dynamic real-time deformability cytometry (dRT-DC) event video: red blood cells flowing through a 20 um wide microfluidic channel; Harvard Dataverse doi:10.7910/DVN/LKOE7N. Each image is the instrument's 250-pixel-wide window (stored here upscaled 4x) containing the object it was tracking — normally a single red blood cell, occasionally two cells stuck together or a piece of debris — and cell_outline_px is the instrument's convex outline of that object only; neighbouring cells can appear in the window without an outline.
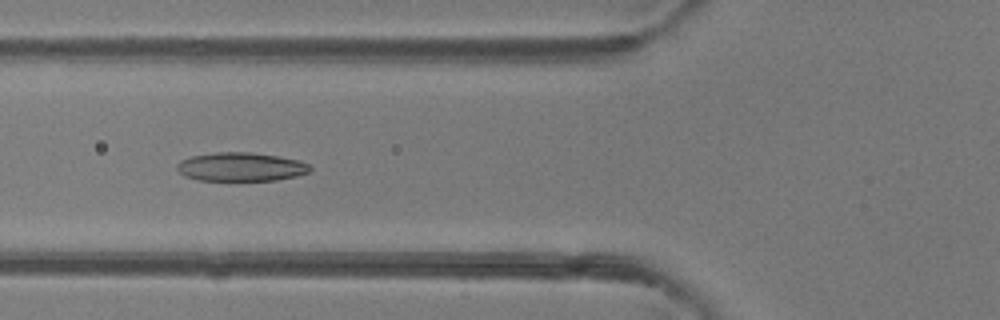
{"species": "common noctule bat (a hibernating species)", "species_latin": "Nyctalus noctula", "temperature_condition": "room temperature", "stored_images_in_passage": 50, "camera_frame_rate_fps": 3000, "um_per_image_px": 0.085, "animal": {"sex": "female"}, "frame": {"image": 1, "passage_image": 19, "time_ms": 6.0, "image_size_px": [1000, 320], "cell_outline_px": [[312, 168], [308, 172], [296, 176], [276, 180], [200, 180], [184, 176], [176, 168], [176, 164], [180, 160], [192, 156], [216, 152], [248, 152], [276, 156], [300, 160], [308, 164]], "centroid_in_image_um": [20.46, 14.18], "position_along_channel_um": 105.3, "area_um2": 22.14}}
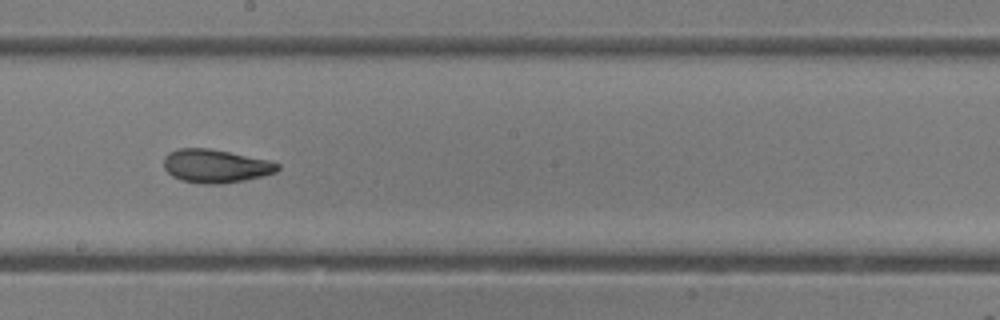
{"frame": {"image": 2, "passage_image": 28, "time_ms": 9.0, "image_size_px": [1000, 320], "cell_outline_px": [[280, 168], [276, 172], [244, 180], [220, 184], [204, 184], [180, 180], [172, 176], [164, 168], [164, 156], [168, 152], [180, 148], [208, 148], [272, 160], [280, 164]], "centroid_in_image_um": [18.33, 14.1], "position_along_channel_um": 229.9, "area_um2": 22.25}}
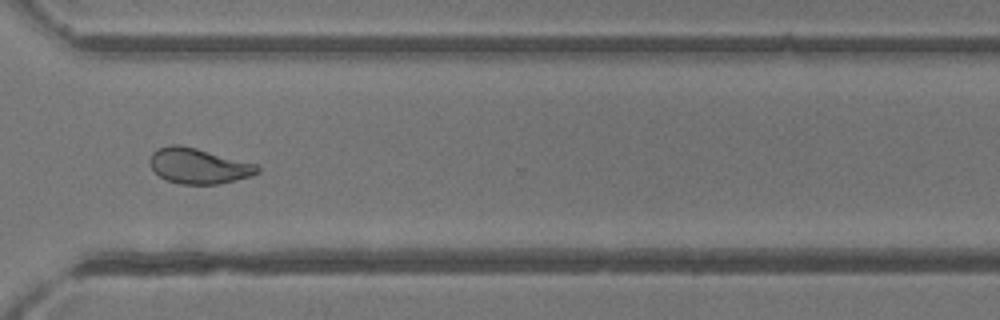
{"frame": {"image": 3, "passage_image": 37, "time_ms": 12.0, "image_size_px": [1000, 320], "cell_outline_px": [[260, 172], [252, 176], [236, 180], [216, 184], [180, 184], [168, 180], [160, 176], [148, 164], [148, 160], [152, 152], [156, 148], [168, 144], [180, 144], [196, 148], [256, 164], [260, 168]], "centroid_in_image_um": [16.85, 14.09], "position_along_channel_um": 353.8, "area_um2": 22.31}, "authors_computed_cell_mechanics": {"area_um2": 22.7732, "velocity_mm_per_s": 4.1532, "shape_relaxation_time_tau1_ms": 10.0388, "shape_relaxation_time_tau2_ms": 2.0622, "deformation_change_tau1": 0.2443, "deformation_change_tau2": 0.0867}}